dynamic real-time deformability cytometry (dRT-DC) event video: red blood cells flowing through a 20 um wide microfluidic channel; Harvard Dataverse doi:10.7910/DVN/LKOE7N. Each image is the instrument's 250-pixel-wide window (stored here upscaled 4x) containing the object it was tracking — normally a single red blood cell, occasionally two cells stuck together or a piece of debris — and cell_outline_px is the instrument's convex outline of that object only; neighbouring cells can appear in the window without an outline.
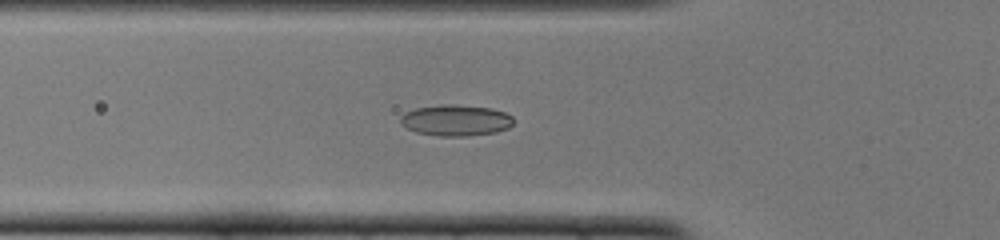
{"species": "common noctule bat (a hibernating species)", "species_latin": "Nyctalus noctula", "temperature_condition": "cold", "stored_images_in_passage": 53, "camera_frame_rate_fps": 3000, "um_per_image_px": 0.085, "animal": {"sex": "female", "body_mass_g": 22.0, "forearm_length_mm": 56.7}, "frame": {"image": 1, "passage_image": 18, "time_ms": 5.667, "image_size_px": [1000, 240], "cell_outline_px": [[512, 124], [508, 128], [496, 132], [468, 136], [440, 136], [416, 132], [400, 124], [400, 116], [404, 112], [416, 108], [440, 104], [452, 104], [492, 108], [504, 112], [512, 116]], "centroid_in_image_um": [38.72, 10.22], "position_along_channel_um": 87.1, "area_um2": 20.58}}
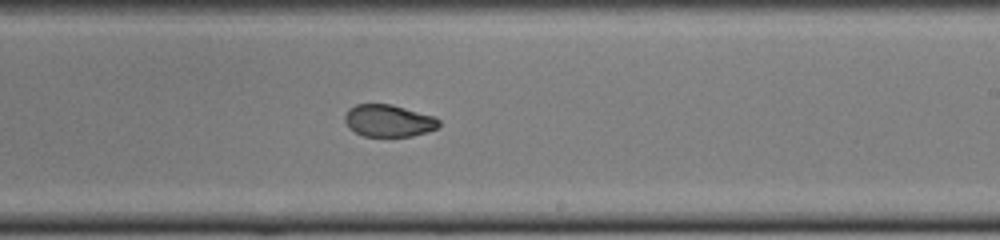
{"frame": {"image": 2, "passage_image": 31, "time_ms": 10.0, "image_size_px": [1000, 240], "cell_outline_px": [[440, 124], [436, 128], [428, 132], [412, 136], [364, 136], [348, 128], [344, 120], [344, 116], [348, 108], [356, 104], [392, 104], [436, 116], [440, 120]], "centroid_in_image_um": [33.04, 10.25], "position_along_channel_um": 256.0, "area_um2": 17.86}}
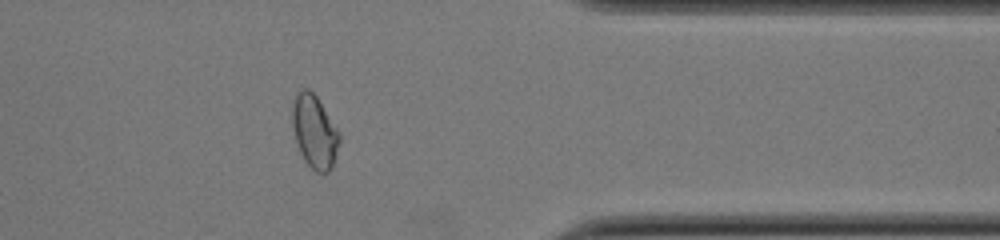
{"frame": {"image": 3, "passage_image": 42, "time_ms": 13.667, "image_size_px": [1000, 240], "cell_outline_px": [[340, 140], [332, 168], [328, 172], [316, 172], [304, 160], [300, 152], [292, 128], [292, 104], [296, 92], [304, 88], [308, 88], [316, 96], [340, 132]], "centroid_in_image_um": [26.73, 11.17], "position_along_channel_um": 384.7, "area_um2": 20.06}, "authors_computed_cell_mechanics": {"area_um2": 19.4208, "velocity_mm_per_s": 3.898, "shape_relaxation_time_tau1_ms": null, "shape_relaxation_time_tau2_ms": 1.3529, "deformation_change_tau1": null, "deformation_change_tau2": 0.0538}}